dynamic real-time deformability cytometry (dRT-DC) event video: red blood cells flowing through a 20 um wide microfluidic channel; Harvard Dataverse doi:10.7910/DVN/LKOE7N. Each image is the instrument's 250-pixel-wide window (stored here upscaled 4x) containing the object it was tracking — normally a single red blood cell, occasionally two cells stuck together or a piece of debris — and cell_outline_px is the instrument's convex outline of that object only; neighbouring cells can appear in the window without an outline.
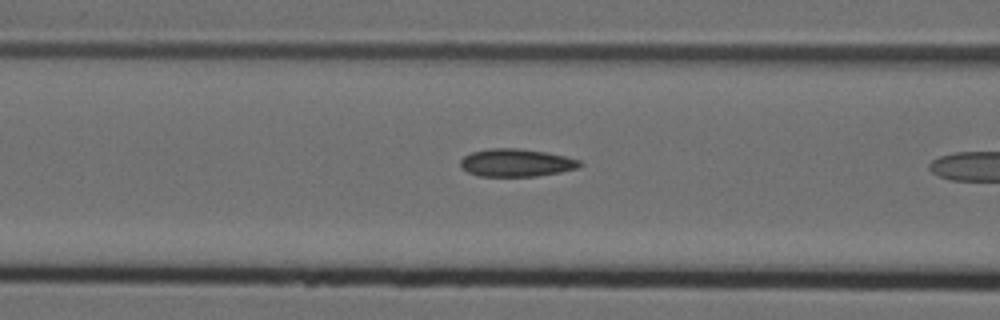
{"species": "Egyptian fruit bat (a non-hibernating species)", "species_latin": "Rousettus aegyptiacus", "temperature_condition": "cold", "stored_images_in_passage": 8, "camera_frame_rate_fps": 3000, "um_per_image_px": 0.085, "animal": {"sex": "female"}, "frame": {"image": 1, "passage_image": 7, "time_ms": 2.0, "image_size_px": [1000, 320], "cell_outline_px": [[584, 164], [580, 168], [560, 172], [536, 176], [476, 176], [468, 172], [460, 164], [460, 160], [464, 156], [472, 152], [488, 148], [516, 148], [544, 152], [564, 156], [580, 160]], "centroid_in_image_um": [43.9, 13.83], "position_along_channel_um": 122.7, "area_um2": 19.31}}